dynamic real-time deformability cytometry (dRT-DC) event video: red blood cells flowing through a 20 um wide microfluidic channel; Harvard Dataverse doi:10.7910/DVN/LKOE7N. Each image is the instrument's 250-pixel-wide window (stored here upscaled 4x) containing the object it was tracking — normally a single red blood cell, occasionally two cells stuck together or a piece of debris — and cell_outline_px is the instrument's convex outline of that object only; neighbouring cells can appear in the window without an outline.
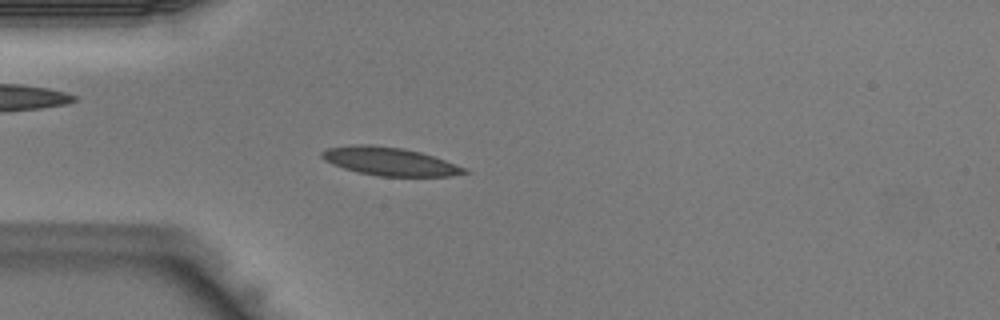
{"species": "Egyptian fruit bat (a non-hibernating species)", "species_latin": "Rousettus aegyptiacus", "temperature_condition": "warm", "stored_images_in_passage": 43, "camera_frame_rate_fps": 3000, "um_per_image_px": 0.085, "animal": {"sex": "male"}, "frame": {"image": 1, "passage_image": 11, "time_ms": 3.333, "image_size_px": [1000, 320], "cell_outline_px": [[472, 172], [452, 176], [380, 176], [356, 172], [332, 164], [324, 160], [320, 156], [320, 152], [328, 148], [352, 144], [368, 144], [400, 148], [420, 152], [444, 160], [464, 168]], "centroid_in_image_um": [33.08, 13.72], "position_along_channel_um": 51.9, "area_um2": 23.29}}
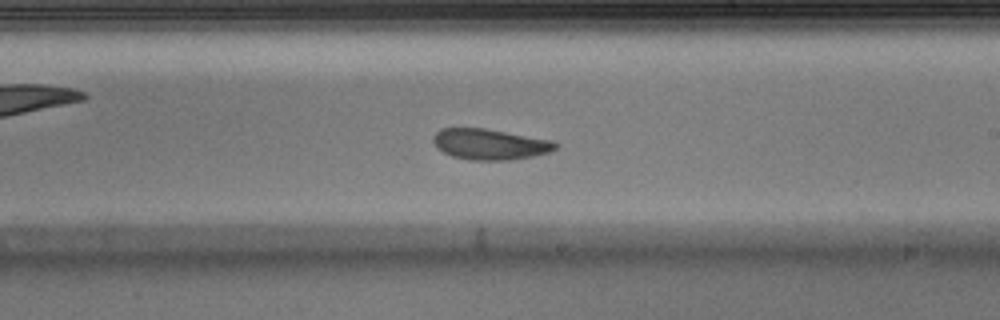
{"frame": {"image": 2, "passage_image": 24, "time_ms": 7.667, "image_size_px": [1000, 320], "cell_outline_px": [[560, 144], [556, 148], [548, 152], [532, 156], [508, 160], [472, 160], [452, 156], [436, 148], [432, 140], [432, 136], [440, 128], [484, 128], [552, 140]], "centroid_in_image_um": [41.61, 12.25], "position_along_channel_um": 247.4, "area_um2": 21.91}}
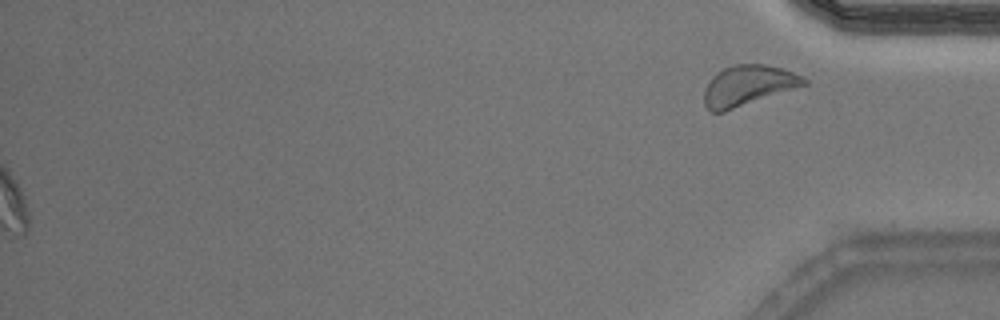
{"frame": {"image": 3, "passage_image": 43, "time_ms": 14.0, "image_size_px": [1000, 320], "cell_outline_px": [[808, 84], [724, 112], [712, 112], [704, 104], [704, 88], [712, 76], [716, 72], [732, 64], [764, 64], [780, 68], [804, 76], [808, 80]], "centroid_in_image_um": [63.57, 7.26], "position_along_channel_um": 371.6, "area_um2": 23.52}}